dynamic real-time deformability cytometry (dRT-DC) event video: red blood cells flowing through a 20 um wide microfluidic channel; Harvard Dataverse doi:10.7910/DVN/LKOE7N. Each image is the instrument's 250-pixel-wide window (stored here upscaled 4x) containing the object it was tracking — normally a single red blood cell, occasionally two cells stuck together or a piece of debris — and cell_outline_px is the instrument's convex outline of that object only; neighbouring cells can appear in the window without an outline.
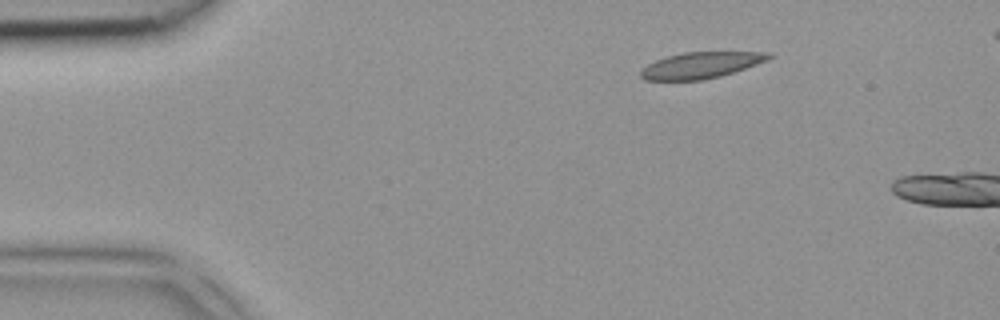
{"species": "common noctule bat (a hibernating species)", "species_latin": "Nyctalus noctula", "temperature_condition": "room temperature", "stored_images_in_passage": 2, "camera_frame_rate_fps": 3000, "um_per_image_px": 0.085, "animal": {"sex": "female", "body_mass_g": 18.4}, "frame": {"image": 1, "passage_image": 1, "time_ms": 0.0, "image_size_px": [1000, 320], "cell_outline_px": [[776, 56], [768, 60], [720, 76], [700, 80], [644, 80], [640, 76], [640, 72], [648, 64], [656, 60], [668, 56], [684, 52], [772, 52]], "centroid_in_image_um": [59.61, 5.53], "position_along_channel_um": 25.4, "area_um2": 19.42}}